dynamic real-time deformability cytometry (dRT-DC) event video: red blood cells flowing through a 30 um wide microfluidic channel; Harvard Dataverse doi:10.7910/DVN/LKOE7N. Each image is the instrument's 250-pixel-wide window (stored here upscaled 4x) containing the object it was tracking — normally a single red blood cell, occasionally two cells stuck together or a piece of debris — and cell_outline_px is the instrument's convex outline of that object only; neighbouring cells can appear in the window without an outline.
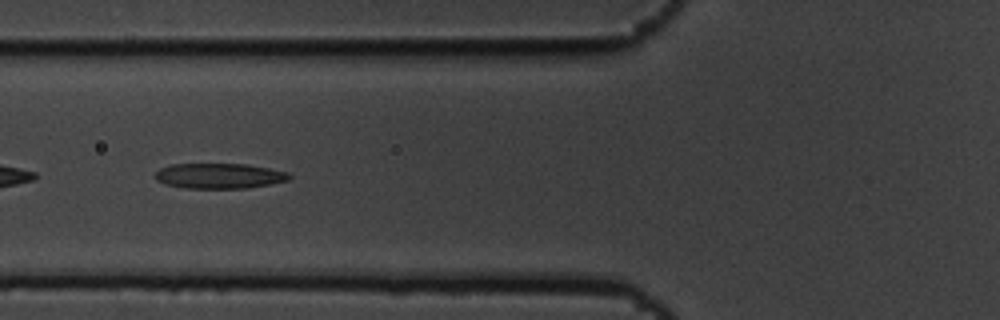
{"species": "common noctule bat (a hibernating species)", "species_latin": "Nyctalus noctula", "temperature_condition": "cold", "stored_images_in_passage": 42, "camera_frame_rate_fps": 3000, "um_per_image_px": 0.085, "animal": {"sex": "male", "body_mass_g": 19.5, "forearm_length_mm": 54.6}, "frame": {"image": 1, "passage_image": 8, "time_ms": 2.333, "image_size_px": [1000, 320], "cell_outline_px": [[292, 176], [288, 180], [248, 188], [184, 188], [164, 184], [156, 180], [156, 172], [160, 168], [172, 164], [248, 164], [288, 172]], "centroid_in_image_um": [18.63, 14.95], "position_along_channel_um": 107.2, "area_um2": 19.71}}
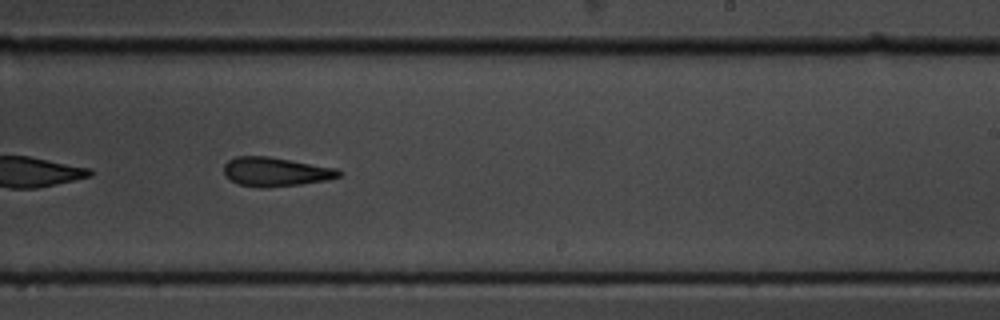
{"frame": {"image": 2, "passage_image": 21, "time_ms": 6.667, "image_size_px": [1000, 320], "cell_outline_px": [[340, 176], [328, 180], [300, 184], [236, 184], [224, 176], [224, 164], [228, 160], [236, 156], [268, 156], [340, 168]], "centroid_in_image_um": [23.45, 14.54], "position_along_channel_um": 265.5, "area_um2": 18.79}}
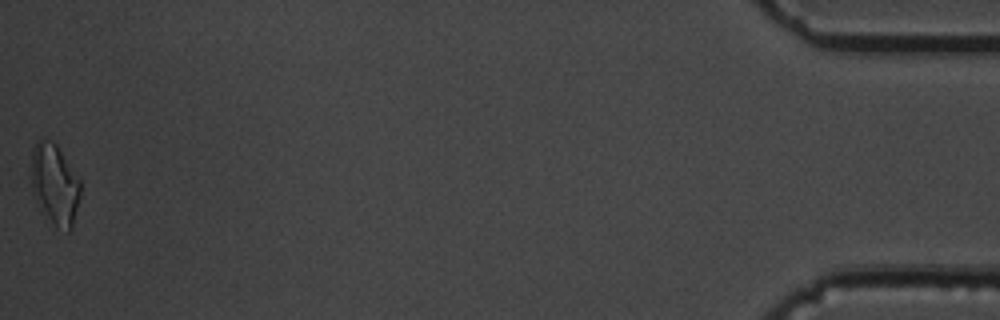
{"frame": {"image": 3, "passage_image": 42, "time_ms": 13.667, "image_size_px": [1000, 320], "cell_outline_px": [[80, 196], [72, 228], [68, 232], [56, 224], [40, 212], [32, 192], [32, 148], [40, 140], [52, 140], [56, 144], [80, 180]], "centroid_in_image_um": [4.65, 15.68], "position_along_channel_um": 430.5, "area_um2": 22.89}, "authors_computed_cell_mechanics": {"area_um2": 20.0566, "velocity_mm_per_s": 3.6615, "shape_relaxation_time_tau1_ms": 4.1863, "shape_relaxation_time_tau2_ms": 2.8594, "deformation_change_tau1": 0.1212, "deformation_change_tau2": 0.1285}}